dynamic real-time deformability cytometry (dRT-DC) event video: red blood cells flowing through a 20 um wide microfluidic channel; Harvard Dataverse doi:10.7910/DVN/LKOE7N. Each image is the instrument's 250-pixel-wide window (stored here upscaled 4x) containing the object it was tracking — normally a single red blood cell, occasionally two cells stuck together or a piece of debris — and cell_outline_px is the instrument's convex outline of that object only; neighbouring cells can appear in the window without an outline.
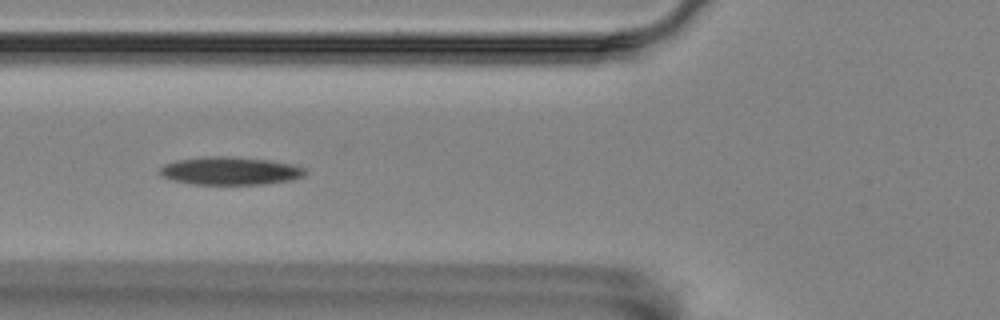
{"species": "Egyptian fruit bat (a non-hibernating species)", "species_latin": "Rousettus aegyptiacus", "temperature_condition": "room temperature", "stored_images_in_passage": 58, "segment_of_instrument_passage": [1, 2], "camera_frame_rate_fps": 3000, "um_per_image_px": 0.085, "animal": {"sex": "female"}, "frame": {"image": 1, "passage_image": 21, "time_ms": 6.667, "image_size_px": [1000, 320], "cell_outline_px": [[304, 176], [292, 180], [264, 184], [192, 184], [172, 180], [160, 176], [156, 172], [164, 164], [180, 160], [204, 156], [228, 156], [268, 160], [292, 164], [304, 168]], "centroid_in_image_um": [19.51, 14.53], "position_along_channel_um": 106.3, "area_um2": 23.7}}
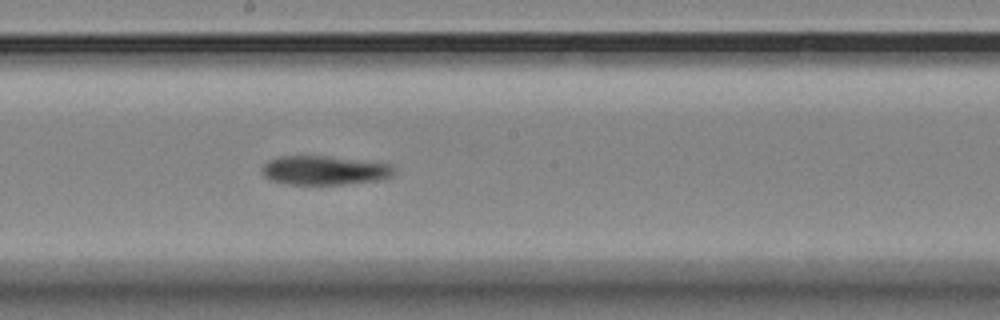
{"frame": {"image": 2, "passage_image": 31, "time_ms": 10.0, "image_size_px": [1000, 320], "cell_outline_px": [[396, 172], [384, 180], [344, 184], [288, 184], [272, 180], [264, 176], [260, 172], [264, 164], [268, 160], [280, 156], [324, 156], [396, 164]], "centroid_in_image_um": [27.64, 14.48], "position_along_channel_um": 220.6, "area_um2": 22.6}}
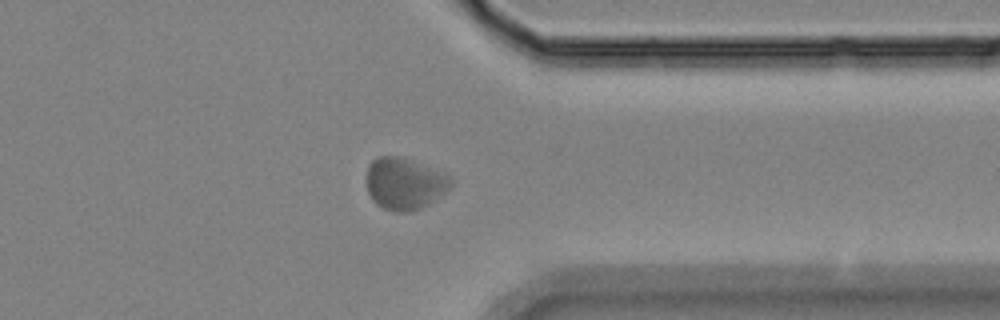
{"frame": {"image": 3, "passage_image": 45, "time_ms": 14.667, "image_size_px": [1000, 320], "cell_outline_px": [[452, 184], [444, 192], [428, 204], [420, 208], [408, 212], [396, 212], [384, 208], [376, 204], [372, 200], [368, 192], [364, 180], [368, 164], [376, 156], [400, 156], [412, 160], [444, 172], [452, 176]], "centroid_in_image_um": [34.34, 15.58], "position_along_channel_um": 377.1, "area_um2": 25.84}}